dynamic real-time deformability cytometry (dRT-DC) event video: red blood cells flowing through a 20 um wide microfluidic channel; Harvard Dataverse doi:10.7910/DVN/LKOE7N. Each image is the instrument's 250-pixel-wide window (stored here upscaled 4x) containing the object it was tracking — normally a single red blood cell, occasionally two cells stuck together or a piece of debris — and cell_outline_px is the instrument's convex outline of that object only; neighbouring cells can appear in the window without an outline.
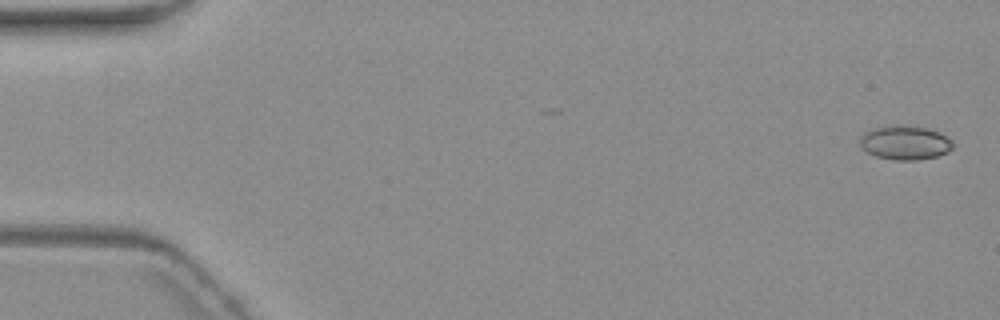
{"species": "common noctule bat (a hibernating species)", "species_latin": "Nyctalus noctula", "temperature_condition": "warm", "stored_images_in_passage": 8, "camera_frame_rate_fps": 3000, "um_per_image_px": 0.085, "animal": {"sex": "female", "body_mass_g": 19.3, "forearm_length_mm": 54.1}, "frame": {"image": 1, "passage_image": 1, "time_ms": 0.0, "image_size_px": [1000, 320], "cell_outline_px": [[952, 148], [948, 152], [936, 156], [916, 160], [896, 160], [876, 156], [860, 148], [860, 136], [864, 132], [876, 128], [924, 128], [940, 132], [948, 136], [952, 140]], "centroid_in_image_um": [76.94, 12.18], "position_along_channel_um": 8.1, "area_um2": 17.74}}
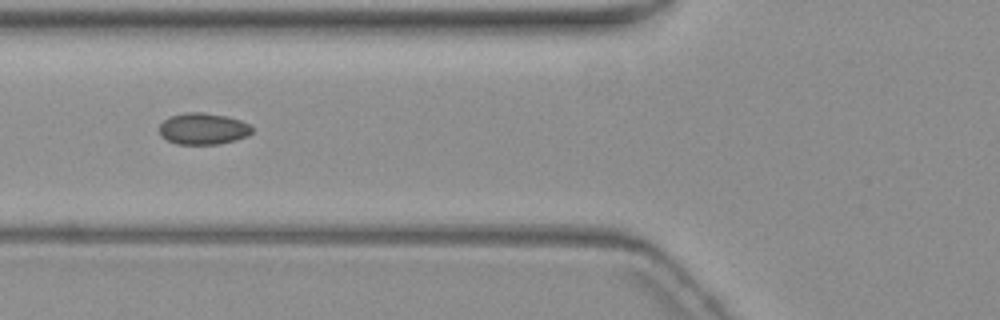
{"frame": {"image": 2, "passage_image": 7, "time_ms": 7.0, "image_size_px": [1000, 320], "cell_outline_px": [[252, 132], [248, 136], [236, 140], [220, 144], [176, 144], [160, 136], [160, 124], [168, 116], [184, 112], [204, 112], [224, 116], [240, 120], [248, 124], [252, 128]], "centroid_in_image_um": [17.25, 10.94], "position_along_channel_um": 108.6, "area_um2": 17.11}}
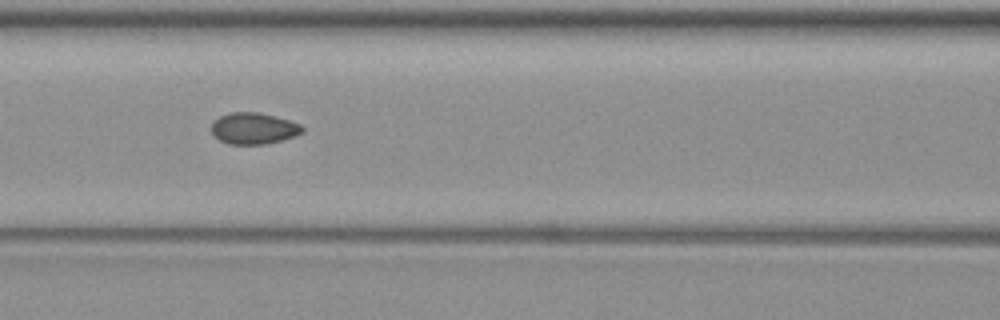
{"frame": {"image": 3, "passage_image": 8, "time_ms": 8.0, "image_size_px": [1000, 320], "cell_outline_px": [[304, 132], [268, 144], [228, 144], [220, 140], [212, 132], [212, 124], [220, 116], [232, 112], [260, 112], [276, 116], [300, 124], [304, 128]], "centroid_in_image_um": [21.58, 10.91], "position_along_channel_um": 145.0, "area_um2": 16.47}}